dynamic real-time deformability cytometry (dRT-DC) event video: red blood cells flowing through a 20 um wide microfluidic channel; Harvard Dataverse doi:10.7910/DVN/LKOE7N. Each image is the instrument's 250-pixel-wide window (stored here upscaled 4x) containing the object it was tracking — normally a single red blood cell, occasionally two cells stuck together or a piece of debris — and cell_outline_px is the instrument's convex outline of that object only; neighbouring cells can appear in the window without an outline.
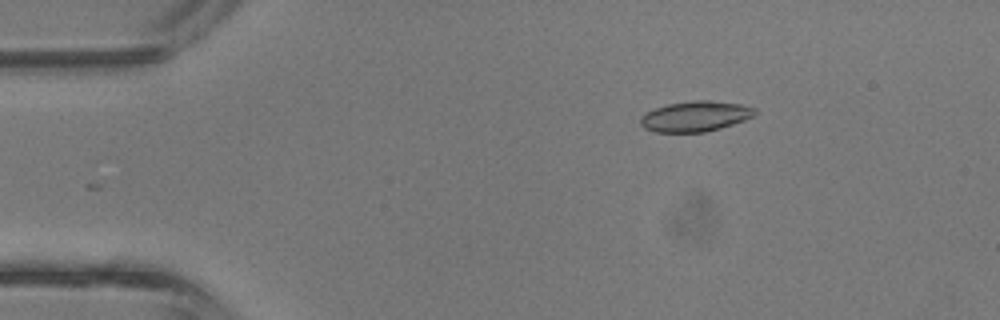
{"species": "common noctule bat (a hibernating species)", "species_latin": "Nyctalus noctula", "temperature_condition": "room temperature", "stored_images_in_passage": 4, "camera_frame_rate_fps": 3000, "um_per_image_px": 0.085, "animal": {"sex": "male", "body_mass_g": 13.3}, "frame": {"image": 1, "passage_image": 2, "time_ms": 0.333, "image_size_px": [1000, 320], "cell_outline_px": [[756, 112], [752, 116], [744, 120], [720, 128], [704, 132], [656, 132], [644, 128], [640, 124], [640, 116], [656, 108], [668, 104], [692, 100], [708, 100], [740, 104], [756, 108]], "centroid_in_image_um": [59.09, 9.88], "position_along_channel_um": 25.9, "area_um2": 20.11}}
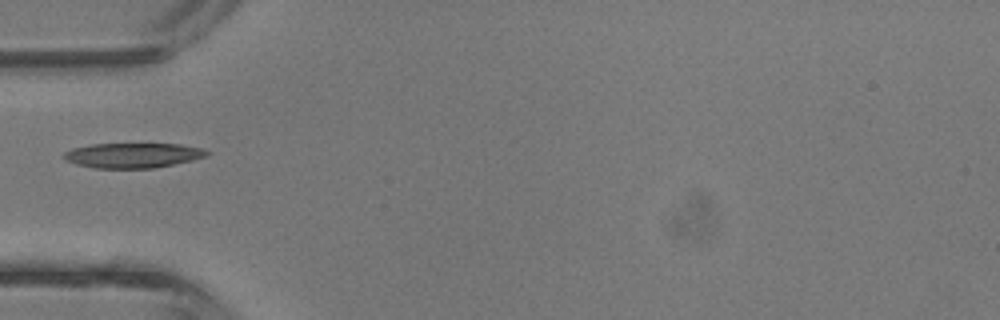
{"frame": {"image": 2, "passage_image": 4, "time_ms": 1.0, "image_size_px": [1000, 320], "cell_outline_px": [[212, 152], [208, 156], [192, 160], [152, 168], [96, 168], [76, 164], [64, 160], [64, 152], [72, 148], [92, 144], [180, 144], [200, 148]], "centroid_in_image_um": [11.29, 13.2], "position_along_channel_um": 73.7, "area_um2": 20.69}}